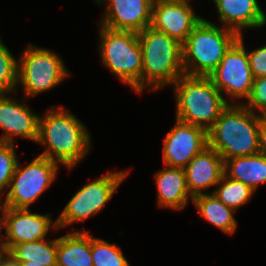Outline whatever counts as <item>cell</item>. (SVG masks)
I'll return each mask as SVG.
<instances>
[{
  "mask_svg": "<svg viewBox=\"0 0 266 266\" xmlns=\"http://www.w3.org/2000/svg\"><path fill=\"white\" fill-rule=\"evenodd\" d=\"M0 266H19V261L8 251H0Z\"/></svg>",
  "mask_w": 266,
  "mask_h": 266,
  "instance_id": "cell-30",
  "label": "cell"
},
{
  "mask_svg": "<svg viewBox=\"0 0 266 266\" xmlns=\"http://www.w3.org/2000/svg\"><path fill=\"white\" fill-rule=\"evenodd\" d=\"M106 8L99 25L140 33L151 25L154 0H94Z\"/></svg>",
  "mask_w": 266,
  "mask_h": 266,
  "instance_id": "cell-13",
  "label": "cell"
},
{
  "mask_svg": "<svg viewBox=\"0 0 266 266\" xmlns=\"http://www.w3.org/2000/svg\"><path fill=\"white\" fill-rule=\"evenodd\" d=\"M142 49L141 93L173 85L184 75L182 44L149 26L138 33Z\"/></svg>",
  "mask_w": 266,
  "mask_h": 266,
  "instance_id": "cell-3",
  "label": "cell"
},
{
  "mask_svg": "<svg viewBox=\"0 0 266 266\" xmlns=\"http://www.w3.org/2000/svg\"><path fill=\"white\" fill-rule=\"evenodd\" d=\"M65 106L51 107L39 117L37 144L44 149L39 156L72 170L92 148V136L86 125Z\"/></svg>",
  "mask_w": 266,
  "mask_h": 266,
  "instance_id": "cell-1",
  "label": "cell"
},
{
  "mask_svg": "<svg viewBox=\"0 0 266 266\" xmlns=\"http://www.w3.org/2000/svg\"><path fill=\"white\" fill-rule=\"evenodd\" d=\"M9 252L19 262L31 261L43 266H56L57 238L17 244Z\"/></svg>",
  "mask_w": 266,
  "mask_h": 266,
  "instance_id": "cell-22",
  "label": "cell"
},
{
  "mask_svg": "<svg viewBox=\"0 0 266 266\" xmlns=\"http://www.w3.org/2000/svg\"><path fill=\"white\" fill-rule=\"evenodd\" d=\"M98 27L102 64L121 82L141 94L142 49L138 33Z\"/></svg>",
  "mask_w": 266,
  "mask_h": 266,
  "instance_id": "cell-6",
  "label": "cell"
},
{
  "mask_svg": "<svg viewBox=\"0 0 266 266\" xmlns=\"http://www.w3.org/2000/svg\"><path fill=\"white\" fill-rule=\"evenodd\" d=\"M50 214L32 213L26 208L2 206V249L10 250L14 245L34 242L46 238L49 230L58 231L57 221Z\"/></svg>",
  "mask_w": 266,
  "mask_h": 266,
  "instance_id": "cell-11",
  "label": "cell"
},
{
  "mask_svg": "<svg viewBox=\"0 0 266 266\" xmlns=\"http://www.w3.org/2000/svg\"><path fill=\"white\" fill-rule=\"evenodd\" d=\"M247 54L253 78L266 76V45L247 50Z\"/></svg>",
  "mask_w": 266,
  "mask_h": 266,
  "instance_id": "cell-28",
  "label": "cell"
},
{
  "mask_svg": "<svg viewBox=\"0 0 266 266\" xmlns=\"http://www.w3.org/2000/svg\"><path fill=\"white\" fill-rule=\"evenodd\" d=\"M128 174L129 169L109 171L77 190L56 218L58 229L75 225V222H84L87 218L99 213Z\"/></svg>",
  "mask_w": 266,
  "mask_h": 266,
  "instance_id": "cell-8",
  "label": "cell"
},
{
  "mask_svg": "<svg viewBox=\"0 0 266 266\" xmlns=\"http://www.w3.org/2000/svg\"><path fill=\"white\" fill-rule=\"evenodd\" d=\"M242 104L257 114L266 110V76L254 79L250 95Z\"/></svg>",
  "mask_w": 266,
  "mask_h": 266,
  "instance_id": "cell-27",
  "label": "cell"
},
{
  "mask_svg": "<svg viewBox=\"0 0 266 266\" xmlns=\"http://www.w3.org/2000/svg\"><path fill=\"white\" fill-rule=\"evenodd\" d=\"M259 0H213L221 26L242 35L243 29L266 26V13Z\"/></svg>",
  "mask_w": 266,
  "mask_h": 266,
  "instance_id": "cell-17",
  "label": "cell"
},
{
  "mask_svg": "<svg viewBox=\"0 0 266 266\" xmlns=\"http://www.w3.org/2000/svg\"><path fill=\"white\" fill-rule=\"evenodd\" d=\"M202 18L189 0L154 1L150 26L182 44Z\"/></svg>",
  "mask_w": 266,
  "mask_h": 266,
  "instance_id": "cell-14",
  "label": "cell"
},
{
  "mask_svg": "<svg viewBox=\"0 0 266 266\" xmlns=\"http://www.w3.org/2000/svg\"><path fill=\"white\" fill-rule=\"evenodd\" d=\"M192 203L199 211L201 218L227 235L235 233L238 224L233 215L235 211L221 202L214 193L196 195Z\"/></svg>",
  "mask_w": 266,
  "mask_h": 266,
  "instance_id": "cell-21",
  "label": "cell"
},
{
  "mask_svg": "<svg viewBox=\"0 0 266 266\" xmlns=\"http://www.w3.org/2000/svg\"><path fill=\"white\" fill-rule=\"evenodd\" d=\"M59 163L48 158L37 156L26 166L19 161L12 176L9 189L6 191L2 206L26 208L33 204L57 178Z\"/></svg>",
  "mask_w": 266,
  "mask_h": 266,
  "instance_id": "cell-9",
  "label": "cell"
},
{
  "mask_svg": "<svg viewBox=\"0 0 266 266\" xmlns=\"http://www.w3.org/2000/svg\"><path fill=\"white\" fill-rule=\"evenodd\" d=\"M216 187V190H212V193L234 211L238 210L244 204L246 205L255 193L249 186L243 184L241 181L230 179L225 174Z\"/></svg>",
  "mask_w": 266,
  "mask_h": 266,
  "instance_id": "cell-23",
  "label": "cell"
},
{
  "mask_svg": "<svg viewBox=\"0 0 266 266\" xmlns=\"http://www.w3.org/2000/svg\"><path fill=\"white\" fill-rule=\"evenodd\" d=\"M39 117L27 103L14 100L10 94L0 95V129L3 131L0 142L15 144L18 136L37 143Z\"/></svg>",
  "mask_w": 266,
  "mask_h": 266,
  "instance_id": "cell-15",
  "label": "cell"
},
{
  "mask_svg": "<svg viewBox=\"0 0 266 266\" xmlns=\"http://www.w3.org/2000/svg\"><path fill=\"white\" fill-rule=\"evenodd\" d=\"M19 266H43V265L37 263H31V261H28V262H19Z\"/></svg>",
  "mask_w": 266,
  "mask_h": 266,
  "instance_id": "cell-31",
  "label": "cell"
},
{
  "mask_svg": "<svg viewBox=\"0 0 266 266\" xmlns=\"http://www.w3.org/2000/svg\"><path fill=\"white\" fill-rule=\"evenodd\" d=\"M91 257L93 266H130L122 249L117 244L95 238L92 234Z\"/></svg>",
  "mask_w": 266,
  "mask_h": 266,
  "instance_id": "cell-24",
  "label": "cell"
},
{
  "mask_svg": "<svg viewBox=\"0 0 266 266\" xmlns=\"http://www.w3.org/2000/svg\"><path fill=\"white\" fill-rule=\"evenodd\" d=\"M260 115L266 120V110H264Z\"/></svg>",
  "mask_w": 266,
  "mask_h": 266,
  "instance_id": "cell-33",
  "label": "cell"
},
{
  "mask_svg": "<svg viewBox=\"0 0 266 266\" xmlns=\"http://www.w3.org/2000/svg\"><path fill=\"white\" fill-rule=\"evenodd\" d=\"M154 179L158 208L182 211L189 199L193 201V196L187 187L184 168L165 166L155 172Z\"/></svg>",
  "mask_w": 266,
  "mask_h": 266,
  "instance_id": "cell-18",
  "label": "cell"
},
{
  "mask_svg": "<svg viewBox=\"0 0 266 266\" xmlns=\"http://www.w3.org/2000/svg\"><path fill=\"white\" fill-rule=\"evenodd\" d=\"M15 145L14 143L0 142V202L3 200L4 196H6L5 191L9 189L12 176L14 175L18 163Z\"/></svg>",
  "mask_w": 266,
  "mask_h": 266,
  "instance_id": "cell-26",
  "label": "cell"
},
{
  "mask_svg": "<svg viewBox=\"0 0 266 266\" xmlns=\"http://www.w3.org/2000/svg\"><path fill=\"white\" fill-rule=\"evenodd\" d=\"M224 174L256 192L260 184L266 183V156L257 153L227 159L224 162Z\"/></svg>",
  "mask_w": 266,
  "mask_h": 266,
  "instance_id": "cell-20",
  "label": "cell"
},
{
  "mask_svg": "<svg viewBox=\"0 0 266 266\" xmlns=\"http://www.w3.org/2000/svg\"><path fill=\"white\" fill-rule=\"evenodd\" d=\"M154 1H170V0H154Z\"/></svg>",
  "mask_w": 266,
  "mask_h": 266,
  "instance_id": "cell-34",
  "label": "cell"
},
{
  "mask_svg": "<svg viewBox=\"0 0 266 266\" xmlns=\"http://www.w3.org/2000/svg\"><path fill=\"white\" fill-rule=\"evenodd\" d=\"M1 226H2V205L0 203V238H2V229H1ZM0 246H2V241L0 240Z\"/></svg>",
  "mask_w": 266,
  "mask_h": 266,
  "instance_id": "cell-32",
  "label": "cell"
},
{
  "mask_svg": "<svg viewBox=\"0 0 266 266\" xmlns=\"http://www.w3.org/2000/svg\"><path fill=\"white\" fill-rule=\"evenodd\" d=\"M18 88V59L0 37V95L15 94Z\"/></svg>",
  "mask_w": 266,
  "mask_h": 266,
  "instance_id": "cell-25",
  "label": "cell"
},
{
  "mask_svg": "<svg viewBox=\"0 0 266 266\" xmlns=\"http://www.w3.org/2000/svg\"><path fill=\"white\" fill-rule=\"evenodd\" d=\"M187 187L194 197L216 186L224 175V159L209 145L184 168Z\"/></svg>",
  "mask_w": 266,
  "mask_h": 266,
  "instance_id": "cell-16",
  "label": "cell"
},
{
  "mask_svg": "<svg viewBox=\"0 0 266 266\" xmlns=\"http://www.w3.org/2000/svg\"><path fill=\"white\" fill-rule=\"evenodd\" d=\"M56 266H93L91 234L77 230L58 237Z\"/></svg>",
  "mask_w": 266,
  "mask_h": 266,
  "instance_id": "cell-19",
  "label": "cell"
},
{
  "mask_svg": "<svg viewBox=\"0 0 266 266\" xmlns=\"http://www.w3.org/2000/svg\"><path fill=\"white\" fill-rule=\"evenodd\" d=\"M172 87L176 98L175 117L207 132L228 105L209 77L184 74Z\"/></svg>",
  "mask_w": 266,
  "mask_h": 266,
  "instance_id": "cell-4",
  "label": "cell"
},
{
  "mask_svg": "<svg viewBox=\"0 0 266 266\" xmlns=\"http://www.w3.org/2000/svg\"><path fill=\"white\" fill-rule=\"evenodd\" d=\"M238 38L233 30L202 18L182 43L184 74L208 77Z\"/></svg>",
  "mask_w": 266,
  "mask_h": 266,
  "instance_id": "cell-5",
  "label": "cell"
},
{
  "mask_svg": "<svg viewBox=\"0 0 266 266\" xmlns=\"http://www.w3.org/2000/svg\"><path fill=\"white\" fill-rule=\"evenodd\" d=\"M222 93L224 100L236 104L235 100L249 97L253 85V75L249 65L243 34L225 53L218 67L208 76ZM226 96V97H225ZM230 101L228 102L229 99Z\"/></svg>",
  "mask_w": 266,
  "mask_h": 266,
  "instance_id": "cell-10",
  "label": "cell"
},
{
  "mask_svg": "<svg viewBox=\"0 0 266 266\" xmlns=\"http://www.w3.org/2000/svg\"><path fill=\"white\" fill-rule=\"evenodd\" d=\"M175 121L173 128L163 138V163L168 167L185 168L208 146V132L177 118Z\"/></svg>",
  "mask_w": 266,
  "mask_h": 266,
  "instance_id": "cell-12",
  "label": "cell"
},
{
  "mask_svg": "<svg viewBox=\"0 0 266 266\" xmlns=\"http://www.w3.org/2000/svg\"><path fill=\"white\" fill-rule=\"evenodd\" d=\"M69 76L63 59L51 49L27 45L18 59V87L24 98L50 91Z\"/></svg>",
  "mask_w": 266,
  "mask_h": 266,
  "instance_id": "cell-7",
  "label": "cell"
},
{
  "mask_svg": "<svg viewBox=\"0 0 266 266\" xmlns=\"http://www.w3.org/2000/svg\"><path fill=\"white\" fill-rule=\"evenodd\" d=\"M259 153L266 156V120L262 116L259 124Z\"/></svg>",
  "mask_w": 266,
  "mask_h": 266,
  "instance_id": "cell-29",
  "label": "cell"
},
{
  "mask_svg": "<svg viewBox=\"0 0 266 266\" xmlns=\"http://www.w3.org/2000/svg\"><path fill=\"white\" fill-rule=\"evenodd\" d=\"M261 115L242 102L228 104L208 131V145L224 159L259 153Z\"/></svg>",
  "mask_w": 266,
  "mask_h": 266,
  "instance_id": "cell-2",
  "label": "cell"
}]
</instances>
